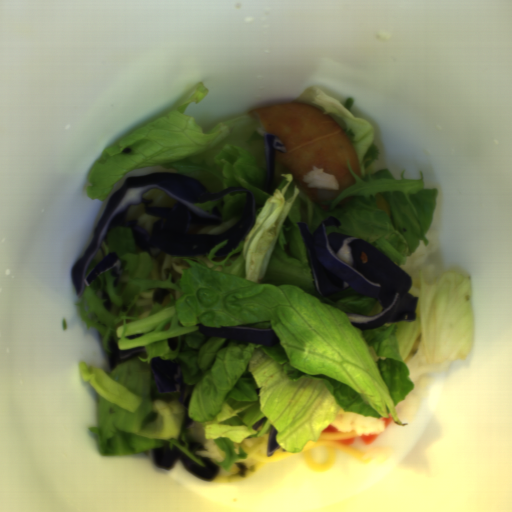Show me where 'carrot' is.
I'll return each instance as SVG.
<instances>
[{"label":"carrot","instance_id":"4","mask_svg":"<svg viewBox=\"0 0 512 512\" xmlns=\"http://www.w3.org/2000/svg\"><path fill=\"white\" fill-rule=\"evenodd\" d=\"M382 418L385 420V427H386L389 423L394 422V420H393V418H392V416H391L390 412H389V414H388V417H382Z\"/></svg>","mask_w":512,"mask_h":512},{"label":"carrot","instance_id":"1","mask_svg":"<svg viewBox=\"0 0 512 512\" xmlns=\"http://www.w3.org/2000/svg\"><path fill=\"white\" fill-rule=\"evenodd\" d=\"M377 436H378V433L372 434V435H362L361 434L360 438L363 440V442L366 445H371L373 443V441L377 438Z\"/></svg>","mask_w":512,"mask_h":512},{"label":"carrot","instance_id":"2","mask_svg":"<svg viewBox=\"0 0 512 512\" xmlns=\"http://www.w3.org/2000/svg\"><path fill=\"white\" fill-rule=\"evenodd\" d=\"M335 442H338V443H341L343 445L351 446L352 447L354 442H355V435L351 436L349 438L343 439V440L335 441Z\"/></svg>","mask_w":512,"mask_h":512},{"label":"carrot","instance_id":"3","mask_svg":"<svg viewBox=\"0 0 512 512\" xmlns=\"http://www.w3.org/2000/svg\"><path fill=\"white\" fill-rule=\"evenodd\" d=\"M335 432H340V431L335 426H331L328 424L321 433H335Z\"/></svg>","mask_w":512,"mask_h":512}]
</instances>
